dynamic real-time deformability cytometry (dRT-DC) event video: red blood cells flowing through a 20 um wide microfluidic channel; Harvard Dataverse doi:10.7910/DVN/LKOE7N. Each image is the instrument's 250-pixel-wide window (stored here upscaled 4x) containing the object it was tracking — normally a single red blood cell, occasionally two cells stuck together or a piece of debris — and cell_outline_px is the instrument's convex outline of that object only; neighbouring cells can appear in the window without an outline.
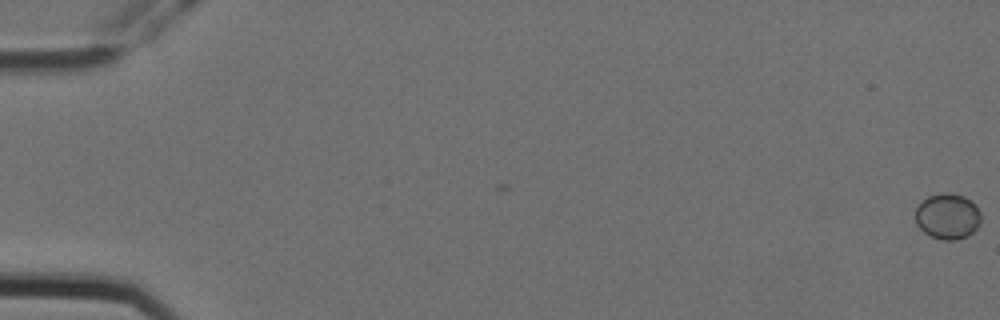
{"species": "Egyptian fruit bat (a non-hibernating species)", "species_latin": "Rousettus aegyptiacus", "temperature_condition": "cold", "stored_images_in_passage": 12, "segment_of_instrument_passage": [1, 2], "camera_frame_rate_fps": 3000, "um_per_image_px": 0.085, "animal": {"sex": "female"}, "frame": {"image": 1, "passage_image": 1, "time_ms": 0.0, "image_size_px": [1000, 320], "cell_outline_px": [[980, 224], [968, 236], [956, 240], [940, 240], [924, 232], [916, 224], [916, 208], [928, 196], [944, 192], [948, 192], [964, 196], [980, 212]], "centroid_in_image_um": [80.53, 18.4], "position_along_channel_um": 4.5, "area_um2": 17.28}}
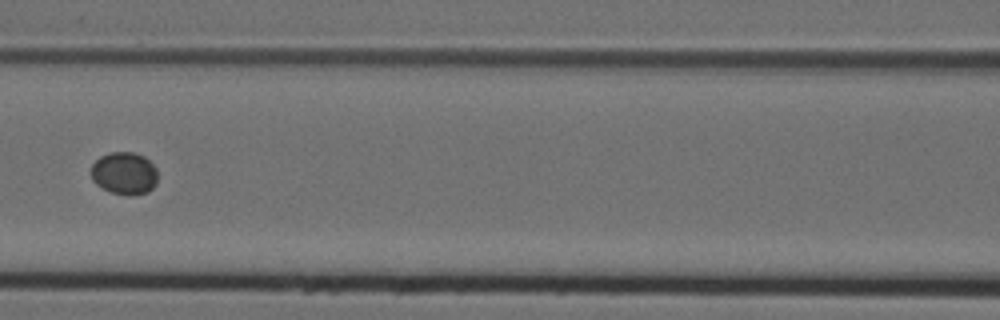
{"frame": {"image": 2, "passage_image": 8, "time_ms": 2.333, "image_size_px": [1000, 320], "cell_outline_px": [[156, 184], [148, 192], [132, 196], [112, 192], [96, 184], [92, 180], [92, 164], [100, 156], [108, 152], [132, 152], [144, 156], [156, 168]], "centroid_in_image_um": [10.57, 14.72], "position_along_channel_um": 156.0, "area_um2": 16.42}}
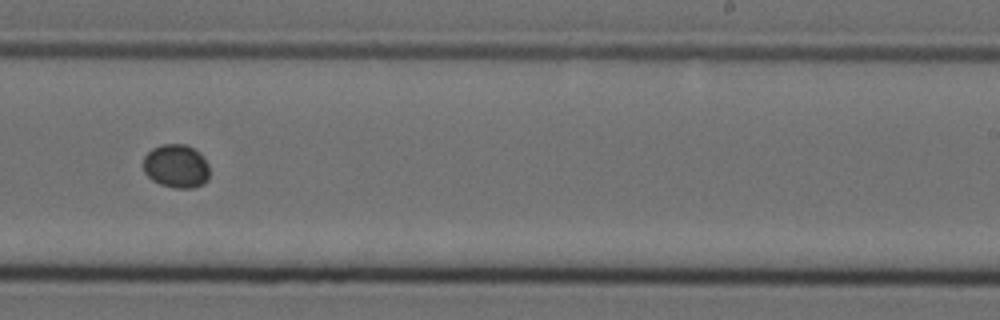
{"frame": {"image": 3, "passage_image": 11, "time_ms": 3.333, "image_size_px": [1000, 320], "cell_outline_px": [[208, 180], [204, 184], [192, 188], [172, 188], [160, 184], [152, 180], [144, 172], [144, 156], [152, 148], [160, 144], [184, 144], [200, 152], [208, 164]], "centroid_in_image_um": [14.98, 14.13], "position_along_channel_um": 274.0, "area_um2": 16.94}}